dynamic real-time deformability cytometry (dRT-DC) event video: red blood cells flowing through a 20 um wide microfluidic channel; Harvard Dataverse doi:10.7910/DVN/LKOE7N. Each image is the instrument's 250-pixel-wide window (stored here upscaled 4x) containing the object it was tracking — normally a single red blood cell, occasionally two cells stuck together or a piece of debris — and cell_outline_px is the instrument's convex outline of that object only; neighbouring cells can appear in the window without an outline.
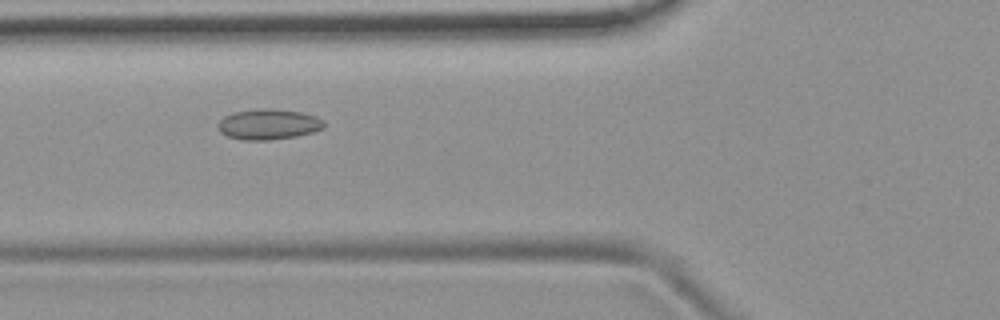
{"species": "common noctule bat (a hibernating species)", "species_latin": "Nyctalus noctula", "temperature_condition": "room temperature", "stored_images_in_passage": 52, "camera_frame_rate_fps": 3000, "um_per_image_px": 0.085, "animal": {"sex": "female", "body_mass_g": 19.9}, "frame": {"image": 1, "passage_image": 19, "time_ms": 6.0, "image_size_px": [1000, 320], "cell_outline_px": [[324, 128], [312, 132], [296, 136], [268, 140], [244, 140], [228, 136], [220, 132], [216, 124], [224, 116], [236, 112], [260, 108], [272, 108], [300, 112], [316, 116], [324, 120]], "centroid_in_image_um": [22.82, 10.56], "position_along_channel_um": 103.0, "area_um2": 18.84}}
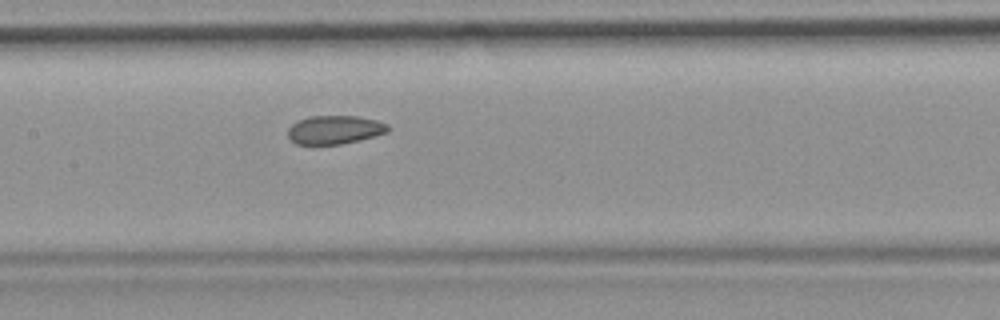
{"frame": {"image": 2, "passage_image": 25, "time_ms": 8.0, "image_size_px": [1000, 320], "cell_outline_px": [[388, 132], [360, 140], [340, 144], [296, 144], [288, 136], [288, 128], [292, 124], [300, 120], [312, 116], [356, 116], [376, 120], [388, 124]], "centroid_in_image_um": [28.46, 11.03], "position_along_channel_um": 178.9, "area_um2": 16.47}}
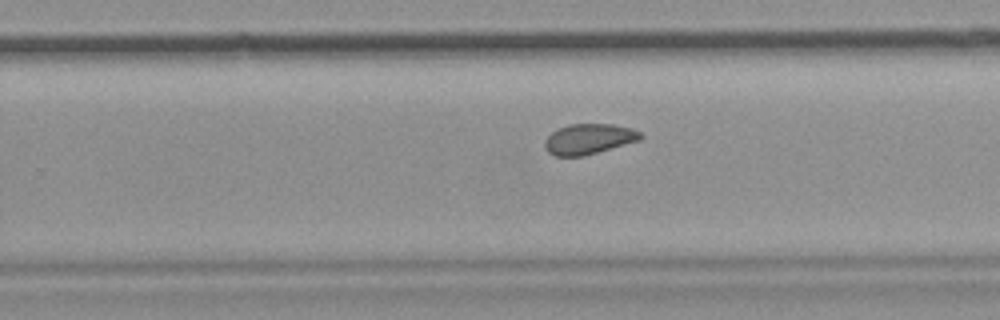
{"frame": {"image": 3, "passage_image": 33, "time_ms": 10.667, "image_size_px": [1000, 320], "cell_outline_px": [[644, 136], [640, 140], [584, 156], [552, 156], [544, 148], [544, 140], [556, 128], [568, 124], [612, 124], [632, 128], [640, 132]], "centroid_in_image_um": [50.02, 11.81], "position_along_channel_um": 279.8, "area_um2": 17.17}, "authors_computed_cell_mechanics": {"area_um2": 17.8891, "velocity_mm_per_s": 3.8033, "shape_relaxation_time_tau1_ms": null, "shape_relaxation_time_tau2_ms": 2.919, "deformation_change_tau1": null, "deformation_change_tau2": 0.0685}}